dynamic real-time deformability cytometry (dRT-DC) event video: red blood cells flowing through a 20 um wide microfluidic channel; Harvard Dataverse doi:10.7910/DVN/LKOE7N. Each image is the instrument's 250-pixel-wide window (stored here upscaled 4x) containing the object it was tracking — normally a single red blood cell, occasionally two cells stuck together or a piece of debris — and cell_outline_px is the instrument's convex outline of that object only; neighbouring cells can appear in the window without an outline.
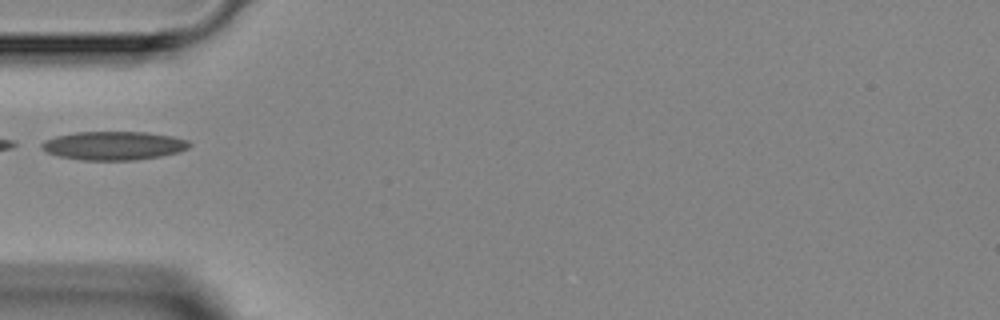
{"species": "Egyptian fruit bat (a non-hibernating species)", "species_latin": "Rousettus aegyptiacus", "temperature_condition": "room temperature", "stored_images_in_passage": 1, "camera_frame_rate_fps": 3000, "um_per_image_px": 0.085, "animal": {"sex": "female"}, "frame": {"image": 1, "passage_image": 1, "time_ms": 0.0, "image_size_px": [1000, 320], "cell_outline_px": [[192, 144], [188, 148], [176, 152], [160, 156], [132, 160], [84, 160], [60, 156], [48, 152], [40, 148], [40, 144], [44, 140], [56, 136], [76, 132], [148, 132], [172, 136], [188, 140]], "centroid_in_image_um": [9.66, 12.37], "position_along_channel_um": 75.3, "area_um2": 24.51}}